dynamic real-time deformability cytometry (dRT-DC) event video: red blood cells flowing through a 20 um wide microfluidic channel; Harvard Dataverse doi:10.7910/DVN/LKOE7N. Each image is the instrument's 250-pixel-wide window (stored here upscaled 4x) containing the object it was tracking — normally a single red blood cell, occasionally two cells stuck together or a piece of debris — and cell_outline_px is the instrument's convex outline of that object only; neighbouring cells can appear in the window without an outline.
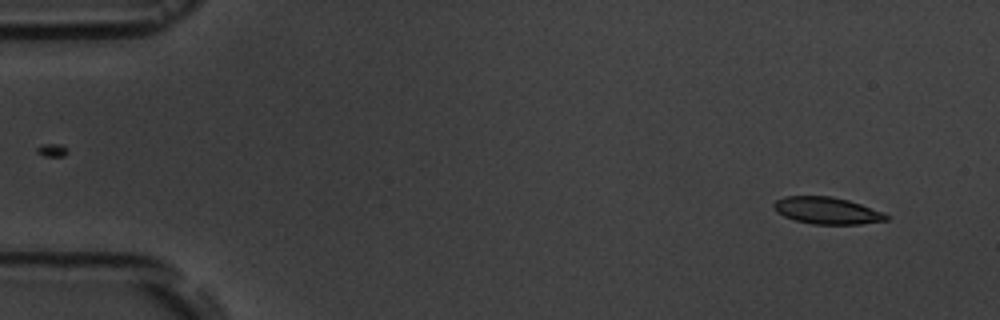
{"species": "common noctule bat (a hibernating species)", "species_latin": "Nyctalus noctula", "temperature_condition": "room temperature", "stored_images_in_passage": 5, "camera_frame_rate_fps": 3000, "um_per_image_px": 0.085, "animal": {"sex": "male", "body_mass_g": 19.5, "forearm_length_mm": 54.6}, "frame": {"image": 1, "passage_image": 1, "time_ms": 0.0, "image_size_px": [1000, 320], "cell_outline_px": [[892, 216], [888, 220], [860, 224], [812, 224], [796, 220], [784, 216], [776, 212], [772, 204], [776, 200], [784, 196], [832, 196], [848, 200], [884, 212]], "centroid_in_image_um": [70.31, 17.9], "position_along_channel_um": 14.7, "area_um2": 17.74}}
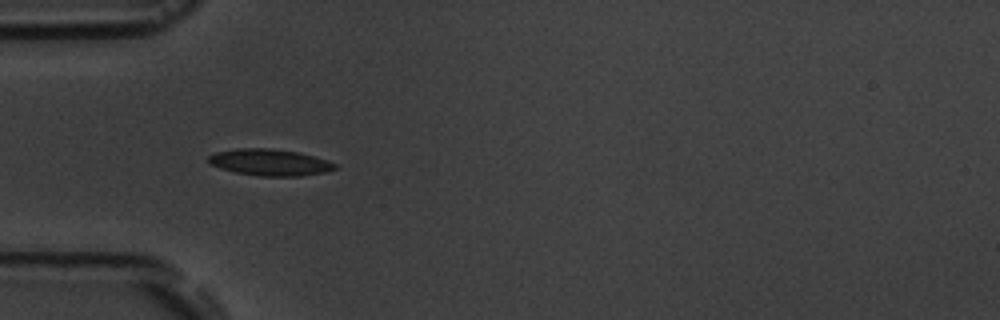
{"frame": {"image": 2, "passage_image": 4, "time_ms": 4.333, "image_size_px": [1000, 320], "cell_outline_px": [[340, 168], [324, 172], [300, 176], [260, 176], [236, 172], [220, 168], [212, 164], [208, 160], [208, 156], [216, 152], [236, 148], [272, 148], [300, 152], [328, 160], [336, 164]], "centroid_in_image_um": [22.98, 13.79], "position_along_channel_um": 62.0, "area_um2": 19.65}}
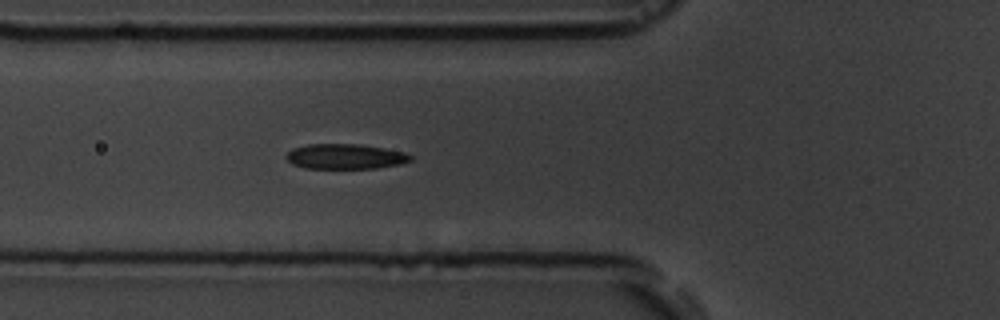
{"frame": {"image": 3, "passage_image": 5, "time_ms": 5.333, "image_size_px": [1000, 320], "cell_outline_px": [[412, 160], [400, 164], [376, 168], [304, 168], [292, 164], [284, 156], [292, 148], [308, 144], [360, 144], [384, 148], [404, 152], [412, 156]], "centroid_in_image_um": [29.33, 13.3], "position_along_channel_um": 96.5, "area_um2": 18.21}}